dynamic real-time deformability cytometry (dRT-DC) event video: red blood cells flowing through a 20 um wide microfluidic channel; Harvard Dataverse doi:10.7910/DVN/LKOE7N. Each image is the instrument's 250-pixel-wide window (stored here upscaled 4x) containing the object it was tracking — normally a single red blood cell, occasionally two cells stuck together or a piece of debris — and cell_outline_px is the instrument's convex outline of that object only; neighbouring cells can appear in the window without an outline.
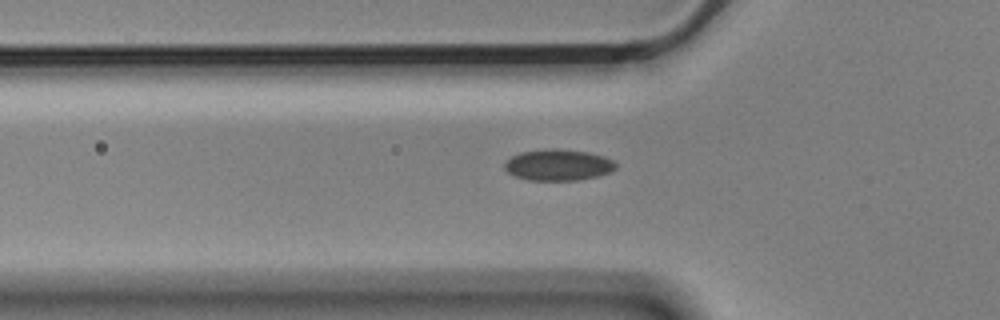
{"species": "Egyptian fruit bat (a non-hibernating species)", "species_latin": "Rousettus aegyptiacus", "temperature_condition": "cold", "stored_images_in_passage": 5, "camera_frame_rate_fps": 3000, "um_per_image_px": 0.085, "animal": {"sex": "male"}, "frame": {"image": 1, "passage_image": 5, "time_ms": 1.333, "image_size_px": [1000, 320], "cell_outline_px": [[616, 168], [608, 172], [596, 176], [576, 180], [528, 180], [516, 176], [508, 172], [504, 168], [504, 164], [512, 156], [520, 152], [544, 148], [556, 148], [588, 152], [604, 156], [612, 160], [616, 164]], "centroid_in_image_um": [47.42, 14.0], "position_along_channel_um": 78.4, "area_um2": 20.17}}